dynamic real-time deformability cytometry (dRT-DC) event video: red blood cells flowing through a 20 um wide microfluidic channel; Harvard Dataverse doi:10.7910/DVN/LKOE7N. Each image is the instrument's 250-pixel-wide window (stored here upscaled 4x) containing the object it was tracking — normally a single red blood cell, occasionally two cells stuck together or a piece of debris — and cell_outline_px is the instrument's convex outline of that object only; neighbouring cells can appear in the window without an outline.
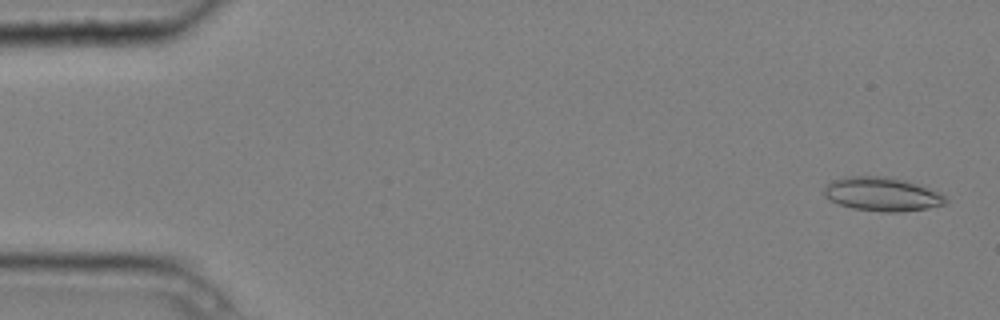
{"species": "common noctule bat (a hibernating species)", "species_latin": "Nyctalus noctula", "temperature_condition": "cold", "stored_images_in_passage": 6, "camera_frame_rate_fps": 3000, "um_per_image_px": 0.085, "animal": {"sex": "male", "body_mass_g": 20.4}, "frame": {"image": 1, "passage_image": 1, "time_ms": 0.0, "image_size_px": [1000, 320], "cell_outline_px": [[948, 204], [928, 208], [900, 212], [884, 212], [852, 208], [828, 200], [824, 196], [824, 188], [832, 180], [848, 176], [888, 176], [908, 180], [940, 192], [948, 200]], "centroid_in_image_um": [75.01, 16.5], "position_along_channel_um": 10.0, "area_um2": 24.28}}
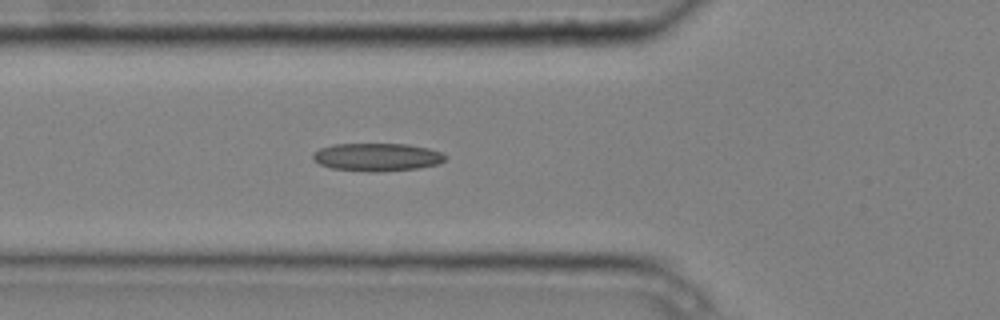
{"frame": {"image": 2, "passage_image": 6, "time_ms": 1.667, "image_size_px": [1000, 320], "cell_outline_px": [[448, 156], [440, 164], [420, 168], [380, 172], [368, 172], [332, 168], [320, 164], [312, 160], [312, 152], [320, 148], [332, 144], [408, 144], [428, 148], [440, 152]], "centroid_in_image_um": [32.04, 13.36], "position_along_channel_um": 93.8, "area_um2": 21.85}}